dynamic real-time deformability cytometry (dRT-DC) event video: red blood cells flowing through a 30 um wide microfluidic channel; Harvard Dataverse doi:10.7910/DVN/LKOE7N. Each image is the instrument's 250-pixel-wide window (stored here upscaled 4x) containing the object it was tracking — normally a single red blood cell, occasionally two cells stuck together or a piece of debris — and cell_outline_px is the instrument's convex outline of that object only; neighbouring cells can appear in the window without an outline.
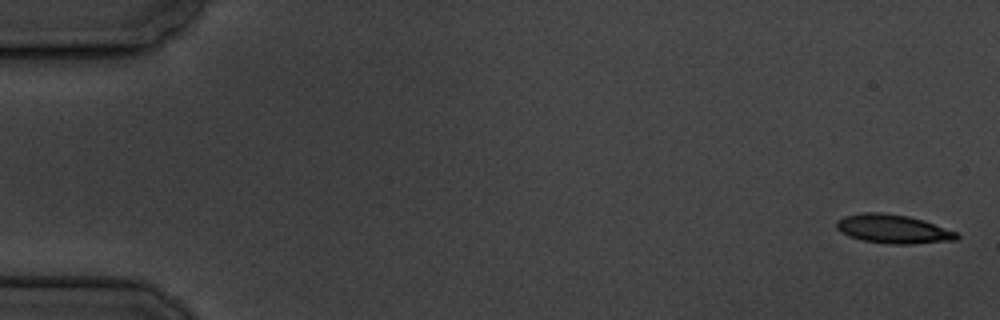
{"species": "common noctule bat (a hibernating species)", "species_latin": "Nyctalus noctula", "temperature_condition": "cold", "stored_images_in_passage": 6, "camera_frame_rate_fps": 3000, "um_per_image_px": 0.085, "animal": {"sex": "male", "body_mass_g": 19.5, "forearm_length_mm": 54.6}, "frame": {"image": 1, "passage_image": 1, "time_ms": 0.0, "image_size_px": [1000, 320], "cell_outline_px": [[960, 236], [956, 240], [912, 244], [896, 244], [860, 240], [848, 236], [840, 232], [836, 228], [836, 220], [844, 216], [860, 212], [880, 212], [908, 216], [924, 220], [956, 232]], "centroid_in_image_um": [75.87, 19.45], "position_along_channel_um": 9.1, "area_um2": 20.29}}